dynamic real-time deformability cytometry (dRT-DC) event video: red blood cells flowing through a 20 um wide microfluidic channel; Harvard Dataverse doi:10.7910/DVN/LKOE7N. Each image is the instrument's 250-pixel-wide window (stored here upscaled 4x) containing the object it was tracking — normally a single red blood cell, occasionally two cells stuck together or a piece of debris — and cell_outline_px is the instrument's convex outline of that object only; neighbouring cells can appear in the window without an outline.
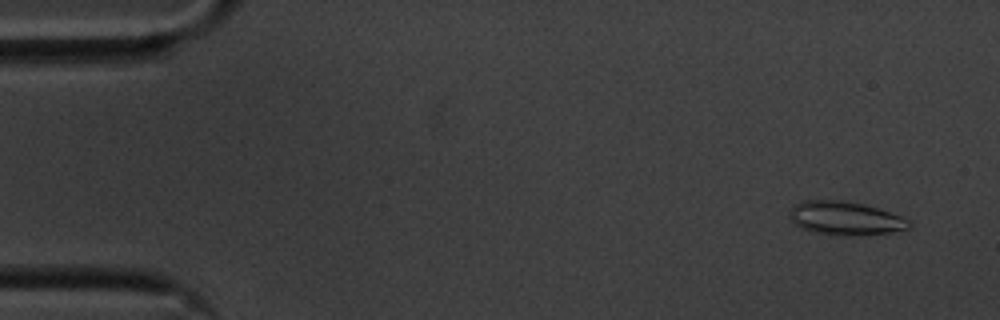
{"species": "common noctule bat (a hibernating species)", "species_latin": "Nyctalus noctula", "temperature_condition": "cold", "stored_images_in_passage": 57, "camera_frame_rate_fps": 3000, "um_per_image_px": 0.085, "animal": {"sex": "male", "body_mass_g": 20.1, "forearm_length_mm": 53.5}, "frame": {"image": 1, "passage_image": 4, "time_ms": 1.0, "image_size_px": [1000, 320], "cell_outline_px": [[912, 228], [892, 232], [852, 236], [816, 232], [804, 228], [796, 224], [788, 216], [788, 212], [800, 200], [840, 200], [864, 204], [900, 216], [908, 220], [912, 224]], "centroid_in_image_um": [71.86, 18.54], "position_along_channel_um": 13.1, "area_um2": 23.12}}
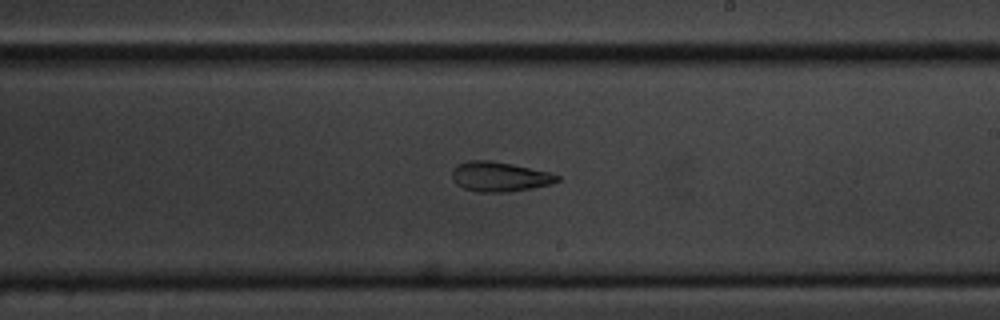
{"frame": {"image": 2, "passage_image": 33, "time_ms": 10.667, "image_size_px": [1000, 320], "cell_outline_px": [[560, 180], [552, 184], [532, 188], [504, 192], [476, 192], [464, 188], [456, 184], [452, 176], [452, 168], [456, 164], [468, 160], [492, 160], [552, 172], [560, 176]], "centroid_in_image_um": [42.47, 15.0], "position_along_channel_um": 246.5, "area_um2": 18.5}}
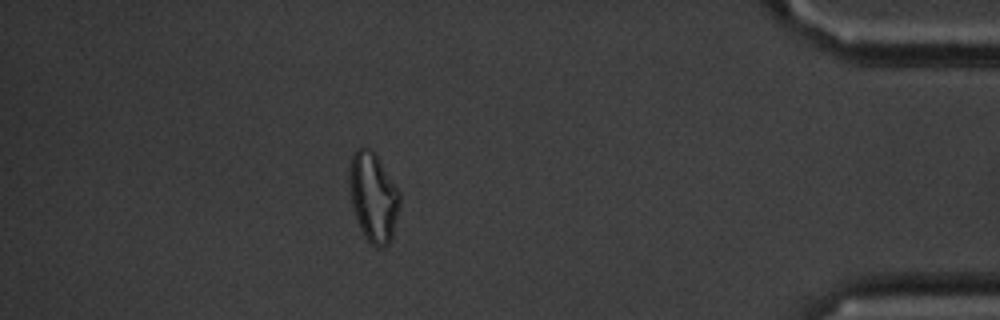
{"frame": {"image": 3, "passage_image": 50, "time_ms": 16.333, "image_size_px": [1000, 320], "cell_outline_px": [[400, 204], [392, 236], [388, 244], [380, 248], [376, 248], [364, 236], [360, 228], [352, 204], [348, 180], [348, 168], [352, 156], [356, 148], [364, 144], [376, 152], [400, 192]], "centroid_in_image_um": [31.72, 16.67], "position_along_channel_um": 403.5, "area_um2": 26.59}, "authors_computed_cell_mechanics": {"area_um2": 20.5768, "velocity_mm_per_s": 3.5563, "shape_relaxation_time_tau1_ms": null, "shape_relaxation_time_tau2_ms": 5.6473, "deformation_change_tau1": null, "deformation_change_tau2": 0.1487}}